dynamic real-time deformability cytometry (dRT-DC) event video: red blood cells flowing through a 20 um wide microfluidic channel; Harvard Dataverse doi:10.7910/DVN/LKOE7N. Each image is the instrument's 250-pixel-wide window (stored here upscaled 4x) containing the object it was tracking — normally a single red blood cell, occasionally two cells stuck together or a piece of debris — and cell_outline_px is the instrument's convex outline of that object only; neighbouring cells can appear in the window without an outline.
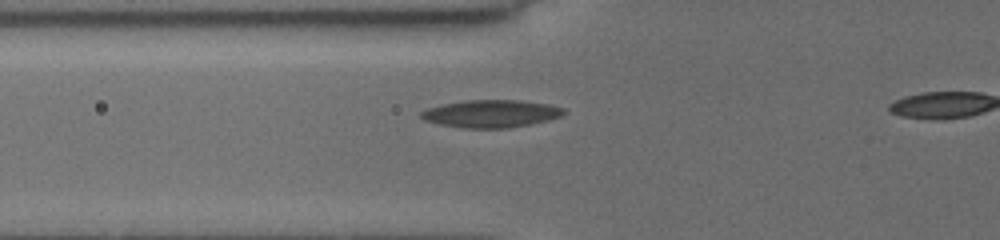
{"species": "common noctule bat (a hibernating species)", "species_latin": "Nyctalus noctula", "temperature_condition": "cold", "stored_images_in_passage": 44, "camera_frame_rate_fps": 3000, "um_per_image_px": 0.085, "animal": {"sex": "female", "body_mass_g": 19.5, "forearm_length_mm": 54.1}, "frame": {"image": 1, "passage_image": 16, "time_ms": 5.0, "image_size_px": [1000, 240], "cell_outline_px": [[568, 112], [560, 116], [548, 120], [508, 128], [468, 128], [440, 124], [424, 120], [420, 116], [420, 112], [428, 108], [444, 104], [468, 100], [520, 100], [548, 104], [564, 108]], "centroid_in_image_um": [41.76, 9.65], "position_along_channel_um": 84.0, "area_um2": 22.72}}
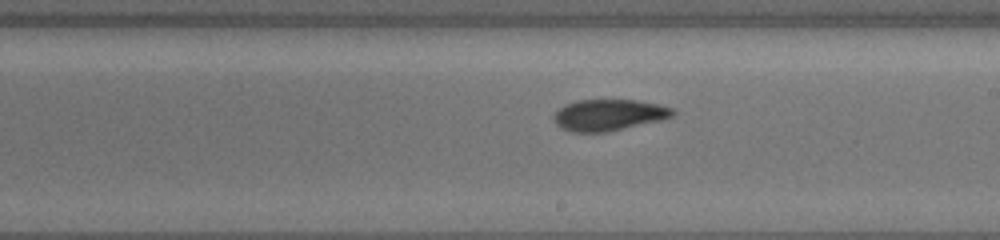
{"frame": {"image": 2, "passage_image": 28, "time_ms": 9.0, "image_size_px": [1000, 240], "cell_outline_px": [[676, 112], [672, 116], [660, 120], [600, 132], [572, 132], [556, 124], [552, 116], [564, 104], [576, 100], [636, 100], [660, 104], [672, 108]], "centroid_in_image_um": [51.72, 9.75], "position_along_channel_um": 237.3, "area_um2": 21.33}}
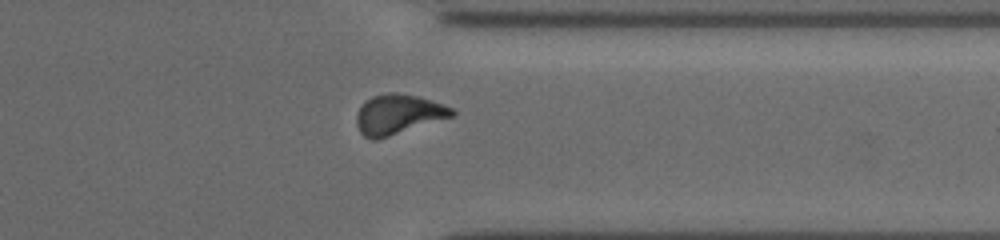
{"frame": {"image": 3, "passage_image": 39, "time_ms": 12.667, "image_size_px": [1000, 240], "cell_outline_px": [[456, 112], [452, 116], [376, 140], [364, 136], [360, 132], [356, 124], [356, 116], [360, 108], [372, 96], [388, 92], [396, 92], [416, 96], [444, 104], [452, 108]], "centroid_in_image_um": [33.83, 9.71], "position_along_channel_um": 377.6, "area_um2": 21.73}}